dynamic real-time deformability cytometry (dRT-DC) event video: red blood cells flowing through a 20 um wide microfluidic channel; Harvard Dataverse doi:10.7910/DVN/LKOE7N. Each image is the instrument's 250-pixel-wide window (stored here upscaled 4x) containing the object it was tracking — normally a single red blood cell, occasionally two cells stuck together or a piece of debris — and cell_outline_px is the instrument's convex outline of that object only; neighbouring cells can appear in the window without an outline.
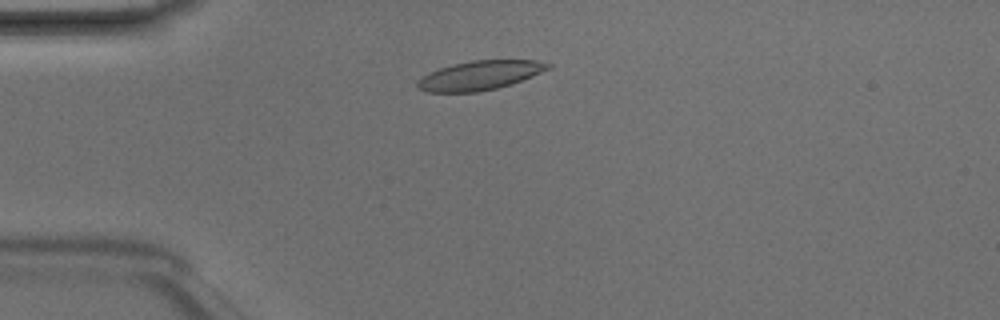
{"species": "Egyptian fruit bat (a non-hibernating species)", "species_latin": "Rousettus aegyptiacus", "temperature_condition": "room temperature", "stored_images_in_passage": 4, "camera_frame_rate_fps": 3000, "um_per_image_px": 0.085, "animal": {"sex": "male"}, "frame": {"image": 1, "passage_image": 2, "time_ms": 0.333, "image_size_px": [1000, 320], "cell_outline_px": [[552, 68], [512, 84], [496, 88], [476, 92], [428, 92], [416, 88], [416, 80], [440, 68], [452, 64], [472, 60], [536, 60], [552, 64]], "centroid_in_image_um": [40.8, 6.4], "position_along_channel_um": 44.2, "area_um2": 22.2}}
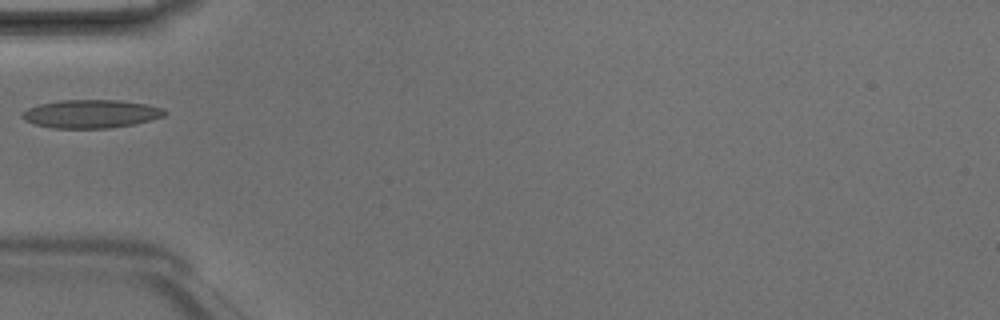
{"frame": {"image": 2, "passage_image": 3, "time_ms": 0.667, "image_size_px": [1000, 320], "cell_outline_px": [[168, 112], [164, 116], [132, 124], [108, 128], [52, 128], [32, 124], [24, 120], [20, 116], [20, 112], [28, 108], [40, 104], [60, 100], [120, 100], [144, 104], [164, 108]], "centroid_in_image_um": [7.68, 9.67], "position_along_channel_um": 77.3, "area_um2": 23.52}}